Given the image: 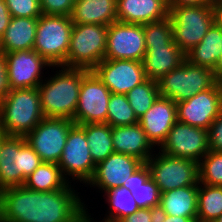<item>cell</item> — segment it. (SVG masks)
<instances>
[{"mask_svg":"<svg viewBox=\"0 0 222 222\" xmlns=\"http://www.w3.org/2000/svg\"><path fill=\"white\" fill-rule=\"evenodd\" d=\"M71 185L50 192L24 186L1 190L0 222H82L88 206Z\"/></svg>","mask_w":222,"mask_h":222,"instance_id":"1","label":"cell"},{"mask_svg":"<svg viewBox=\"0 0 222 222\" xmlns=\"http://www.w3.org/2000/svg\"><path fill=\"white\" fill-rule=\"evenodd\" d=\"M52 69L56 74L48 75L38 86L44 117L73 120L82 77L89 70L64 66H52Z\"/></svg>","mask_w":222,"mask_h":222,"instance_id":"2","label":"cell"},{"mask_svg":"<svg viewBox=\"0 0 222 222\" xmlns=\"http://www.w3.org/2000/svg\"><path fill=\"white\" fill-rule=\"evenodd\" d=\"M44 118L38 88L10 89L0 101V130L26 136Z\"/></svg>","mask_w":222,"mask_h":222,"instance_id":"3","label":"cell"},{"mask_svg":"<svg viewBox=\"0 0 222 222\" xmlns=\"http://www.w3.org/2000/svg\"><path fill=\"white\" fill-rule=\"evenodd\" d=\"M42 163L25 136L7 135L0 145V191L23 186L25 179Z\"/></svg>","mask_w":222,"mask_h":222,"instance_id":"4","label":"cell"},{"mask_svg":"<svg viewBox=\"0 0 222 222\" xmlns=\"http://www.w3.org/2000/svg\"><path fill=\"white\" fill-rule=\"evenodd\" d=\"M173 41L186 55L198 45L216 22L214 4L169 6Z\"/></svg>","mask_w":222,"mask_h":222,"instance_id":"5","label":"cell"},{"mask_svg":"<svg viewBox=\"0 0 222 222\" xmlns=\"http://www.w3.org/2000/svg\"><path fill=\"white\" fill-rule=\"evenodd\" d=\"M73 25L69 16L42 14L38 18L33 50L52 66L67 67Z\"/></svg>","mask_w":222,"mask_h":222,"instance_id":"6","label":"cell"},{"mask_svg":"<svg viewBox=\"0 0 222 222\" xmlns=\"http://www.w3.org/2000/svg\"><path fill=\"white\" fill-rule=\"evenodd\" d=\"M108 26L74 24L67 53V67L93 70L104 60Z\"/></svg>","mask_w":222,"mask_h":222,"instance_id":"7","label":"cell"},{"mask_svg":"<svg viewBox=\"0 0 222 222\" xmlns=\"http://www.w3.org/2000/svg\"><path fill=\"white\" fill-rule=\"evenodd\" d=\"M217 82L214 71L184 60L159 81L160 96L178 103L211 88Z\"/></svg>","mask_w":222,"mask_h":222,"instance_id":"8","label":"cell"},{"mask_svg":"<svg viewBox=\"0 0 222 222\" xmlns=\"http://www.w3.org/2000/svg\"><path fill=\"white\" fill-rule=\"evenodd\" d=\"M146 164L151 179L161 193L184 186L199 185L198 162L195 160L172 157L156 149Z\"/></svg>","mask_w":222,"mask_h":222,"instance_id":"9","label":"cell"},{"mask_svg":"<svg viewBox=\"0 0 222 222\" xmlns=\"http://www.w3.org/2000/svg\"><path fill=\"white\" fill-rule=\"evenodd\" d=\"M89 149L85 131L74 124L69 130L62 157L58 162L60 171L68 182L74 181L73 184L77 185L80 182V185L82 183L85 187L92 178L96 164L91 158ZM71 178L72 180H69Z\"/></svg>","mask_w":222,"mask_h":222,"instance_id":"10","label":"cell"},{"mask_svg":"<svg viewBox=\"0 0 222 222\" xmlns=\"http://www.w3.org/2000/svg\"><path fill=\"white\" fill-rule=\"evenodd\" d=\"M74 124L71 119L44 117L25 139L42 162L58 164Z\"/></svg>","mask_w":222,"mask_h":222,"instance_id":"11","label":"cell"},{"mask_svg":"<svg viewBox=\"0 0 222 222\" xmlns=\"http://www.w3.org/2000/svg\"><path fill=\"white\" fill-rule=\"evenodd\" d=\"M110 90L89 70L81 81L73 122L77 125L106 123Z\"/></svg>","mask_w":222,"mask_h":222,"instance_id":"12","label":"cell"},{"mask_svg":"<svg viewBox=\"0 0 222 222\" xmlns=\"http://www.w3.org/2000/svg\"><path fill=\"white\" fill-rule=\"evenodd\" d=\"M145 53L144 24L116 21L108 26L104 59L142 62Z\"/></svg>","mask_w":222,"mask_h":222,"instance_id":"13","label":"cell"},{"mask_svg":"<svg viewBox=\"0 0 222 222\" xmlns=\"http://www.w3.org/2000/svg\"><path fill=\"white\" fill-rule=\"evenodd\" d=\"M159 151L199 162L209 151L208 130L176 121Z\"/></svg>","mask_w":222,"mask_h":222,"instance_id":"14","label":"cell"},{"mask_svg":"<svg viewBox=\"0 0 222 222\" xmlns=\"http://www.w3.org/2000/svg\"><path fill=\"white\" fill-rule=\"evenodd\" d=\"M4 58L9 89L38 88L44 80L43 71L52 67L33 49L9 52Z\"/></svg>","mask_w":222,"mask_h":222,"instance_id":"15","label":"cell"},{"mask_svg":"<svg viewBox=\"0 0 222 222\" xmlns=\"http://www.w3.org/2000/svg\"><path fill=\"white\" fill-rule=\"evenodd\" d=\"M176 107L177 121L208 130L222 111L221 94L217 82L211 88L176 103Z\"/></svg>","mask_w":222,"mask_h":222,"instance_id":"16","label":"cell"},{"mask_svg":"<svg viewBox=\"0 0 222 222\" xmlns=\"http://www.w3.org/2000/svg\"><path fill=\"white\" fill-rule=\"evenodd\" d=\"M92 71L113 94H127L147 79L140 61L104 59Z\"/></svg>","mask_w":222,"mask_h":222,"instance_id":"17","label":"cell"},{"mask_svg":"<svg viewBox=\"0 0 222 222\" xmlns=\"http://www.w3.org/2000/svg\"><path fill=\"white\" fill-rule=\"evenodd\" d=\"M144 163L136 157L112 153L105 160L96 164L92 178L85 185L105 193L113 188L128 183L129 177Z\"/></svg>","mask_w":222,"mask_h":222,"instance_id":"18","label":"cell"},{"mask_svg":"<svg viewBox=\"0 0 222 222\" xmlns=\"http://www.w3.org/2000/svg\"><path fill=\"white\" fill-rule=\"evenodd\" d=\"M177 121V107L173 100L159 96L151 108L138 119L148 139L158 149Z\"/></svg>","mask_w":222,"mask_h":222,"instance_id":"19","label":"cell"},{"mask_svg":"<svg viewBox=\"0 0 222 222\" xmlns=\"http://www.w3.org/2000/svg\"><path fill=\"white\" fill-rule=\"evenodd\" d=\"M145 46L146 53L142 65L146 78L153 81L158 82L186 59L185 54L174 41L171 44Z\"/></svg>","mask_w":222,"mask_h":222,"instance_id":"20","label":"cell"},{"mask_svg":"<svg viewBox=\"0 0 222 222\" xmlns=\"http://www.w3.org/2000/svg\"><path fill=\"white\" fill-rule=\"evenodd\" d=\"M112 143L115 153H122L138 158L143 163L156 152L157 149L148 139L141 125L133 124L112 127Z\"/></svg>","mask_w":222,"mask_h":222,"instance_id":"21","label":"cell"},{"mask_svg":"<svg viewBox=\"0 0 222 222\" xmlns=\"http://www.w3.org/2000/svg\"><path fill=\"white\" fill-rule=\"evenodd\" d=\"M117 21L146 24L169 16V0H117Z\"/></svg>","mask_w":222,"mask_h":222,"instance_id":"22","label":"cell"},{"mask_svg":"<svg viewBox=\"0 0 222 222\" xmlns=\"http://www.w3.org/2000/svg\"><path fill=\"white\" fill-rule=\"evenodd\" d=\"M117 0H76L70 15L73 24L109 26L117 21Z\"/></svg>","mask_w":222,"mask_h":222,"instance_id":"23","label":"cell"},{"mask_svg":"<svg viewBox=\"0 0 222 222\" xmlns=\"http://www.w3.org/2000/svg\"><path fill=\"white\" fill-rule=\"evenodd\" d=\"M37 24L38 18L12 17L0 38L2 53L32 50Z\"/></svg>","mask_w":222,"mask_h":222,"instance_id":"24","label":"cell"},{"mask_svg":"<svg viewBox=\"0 0 222 222\" xmlns=\"http://www.w3.org/2000/svg\"><path fill=\"white\" fill-rule=\"evenodd\" d=\"M198 185L184 186L161 193L158 213L197 217Z\"/></svg>","mask_w":222,"mask_h":222,"instance_id":"25","label":"cell"},{"mask_svg":"<svg viewBox=\"0 0 222 222\" xmlns=\"http://www.w3.org/2000/svg\"><path fill=\"white\" fill-rule=\"evenodd\" d=\"M132 194L136 204L140 208H155L160 205L161 192L150 177V170L146 163L137 169L122 185Z\"/></svg>","mask_w":222,"mask_h":222,"instance_id":"26","label":"cell"},{"mask_svg":"<svg viewBox=\"0 0 222 222\" xmlns=\"http://www.w3.org/2000/svg\"><path fill=\"white\" fill-rule=\"evenodd\" d=\"M222 54V27L215 22L201 42L185 56L191 64L214 70Z\"/></svg>","mask_w":222,"mask_h":222,"instance_id":"27","label":"cell"},{"mask_svg":"<svg viewBox=\"0 0 222 222\" xmlns=\"http://www.w3.org/2000/svg\"><path fill=\"white\" fill-rule=\"evenodd\" d=\"M84 131L90 155L95 164L105 160L114 153L112 127L107 123H88L79 125Z\"/></svg>","mask_w":222,"mask_h":222,"instance_id":"28","label":"cell"},{"mask_svg":"<svg viewBox=\"0 0 222 222\" xmlns=\"http://www.w3.org/2000/svg\"><path fill=\"white\" fill-rule=\"evenodd\" d=\"M68 182L55 163L42 162L24 181V187L32 191L50 192L64 189Z\"/></svg>","mask_w":222,"mask_h":222,"instance_id":"29","label":"cell"},{"mask_svg":"<svg viewBox=\"0 0 222 222\" xmlns=\"http://www.w3.org/2000/svg\"><path fill=\"white\" fill-rule=\"evenodd\" d=\"M107 202V212L101 222H117L127 215L135 213L140 207L132 194L122 186L113 188L103 194Z\"/></svg>","mask_w":222,"mask_h":222,"instance_id":"30","label":"cell"},{"mask_svg":"<svg viewBox=\"0 0 222 222\" xmlns=\"http://www.w3.org/2000/svg\"><path fill=\"white\" fill-rule=\"evenodd\" d=\"M222 214V186L199 183L197 222H213Z\"/></svg>","mask_w":222,"mask_h":222,"instance_id":"31","label":"cell"},{"mask_svg":"<svg viewBox=\"0 0 222 222\" xmlns=\"http://www.w3.org/2000/svg\"><path fill=\"white\" fill-rule=\"evenodd\" d=\"M126 96L135 116L139 119L160 96L158 82L146 79L130 90Z\"/></svg>","mask_w":222,"mask_h":222,"instance_id":"32","label":"cell"},{"mask_svg":"<svg viewBox=\"0 0 222 222\" xmlns=\"http://www.w3.org/2000/svg\"><path fill=\"white\" fill-rule=\"evenodd\" d=\"M106 123L111 127L138 124L126 94H111L108 102Z\"/></svg>","mask_w":222,"mask_h":222,"instance_id":"33","label":"cell"},{"mask_svg":"<svg viewBox=\"0 0 222 222\" xmlns=\"http://www.w3.org/2000/svg\"><path fill=\"white\" fill-rule=\"evenodd\" d=\"M199 183L222 186V152L209 151L199 162Z\"/></svg>","mask_w":222,"mask_h":222,"instance_id":"34","label":"cell"},{"mask_svg":"<svg viewBox=\"0 0 222 222\" xmlns=\"http://www.w3.org/2000/svg\"><path fill=\"white\" fill-rule=\"evenodd\" d=\"M145 45L171 44L173 30L170 16L144 24Z\"/></svg>","mask_w":222,"mask_h":222,"instance_id":"35","label":"cell"},{"mask_svg":"<svg viewBox=\"0 0 222 222\" xmlns=\"http://www.w3.org/2000/svg\"><path fill=\"white\" fill-rule=\"evenodd\" d=\"M12 17L39 18L40 0H4Z\"/></svg>","mask_w":222,"mask_h":222,"instance_id":"36","label":"cell"},{"mask_svg":"<svg viewBox=\"0 0 222 222\" xmlns=\"http://www.w3.org/2000/svg\"><path fill=\"white\" fill-rule=\"evenodd\" d=\"M76 0H40V9L45 15H64L72 13Z\"/></svg>","mask_w":222,"mask_h":222,"instance_id":"37","label":"cell"},{"mask_svg":"<svg viewBox=\"0 0 222 222\" xmlns=\"http://www.w3.org/2000/svg\"><path fill=\"white\" fill-rule=\"evenodd\" d=\"M208 140L211 151L222 152V111L208 129Z\"/></svg>","mask_w":222,"mask_h":222,"instance_id":"38","label":"cell"},{"mask_svg":"<svg viewBox=\"0 0 222 222\" xmlns=\"http://www.w3.org/2000/svg\"><path fill=\"white\" fill-rule=\"evenodd\" d=\"M158 209L139 208L135 213L127 215L117 222H157Z\"/></svg>","mask_w":222,"mask_h":222,"instance_id":"39","label":"cell"},{"mask_svg":"<svg viewBox=\"0 0 222 222\" xmlns=\"http://www.w3.org/2000/svg\"><path fill=\"white\" fill-rule=\"evenodd\" d=\"M9 86L7 82V72H6V62L4 54H0V101L9 91Z\"/></svg>","mask_w":222,"mask_h":222,"instance_id":"40","label":"cell"},{"mask_svg":"<svg viewBox=\"0 0 222 222\" xmlns=\"http://www.w3.org/2000/svg\"><path fill=\"white\" fill-rule=\"evenodd\" d=\"M12 16L4 0H0V38L9 26Z\"/></svg>","mask_w":222,"mask_h":222,"instance_id":"41","label":"cell"},{"mask_svg":"<svg viewBox=\"0 0 222 222\" xmlns=\"http://www.w3.org/2000/svg\"><path fill=\"white\" fill-rule=\"evenodd\" d=\"M214 3V0H169V6H202Z\"/></svg>","mask_w":222,"mask_h":222,"instance_id":"42","label":"cell"},{"mask_svg":"<svg viewBox=\"0 0 222 222\" xmlns=\"http://www.w3.org/2000/svg\"><path fill=\"white\" fill-rule=\"evenodd\" d=\"M157 222H197V217L169 216L158 213Z\"/></svg>","mask_w":222,"mask_h":222,"instance_id":"43","label":"cell"},{"mask_svg":"<svg viewBox=\"0 0 222 222\" xmlns=\"http://www.w3.org/2000/svg\"><path fill=\"white\" fill-rule=\"evenodd\" d=\"M216 22L222 27V3H214Z\"/></svg>","mask_w":222,"mask_h":222,"instance_id":"44","label":"cell"},{"mask_svg":"<svg viewBox=\"0 0 222 222\" xmlns=\"http://www.w3.org/2000/svg\"><path fill=\"white\" fill-rule=\"evenodd\" d=\"M213 71H214V75L216 77V80L219 78H222V54H221L220 59Z\"/></svg>","mask_w":222,"mask_h":222,"instance_id":"45","label":"cell"},{"mask_svg":"<svg viewBox=\"0 0 222 222\" xmlns=\"http://www.w3.org/2000/svg\"><path fill=\"white\" fill-rule=\"evenodd\" d=\"M90 210L86 211L84 216H83V219H82V222H97L95 221V219H93L94 217L91 216V213H89ZM98 222H101V221H98Z\"/></svg>","mask_w":222,"mask_h":222,"instance_id":"46","label":"cell"},{"mask_svg":"<svg viewBox=\"0 0 222 222\" xmlns=\"http://www.w3.org/2000/svg\"><path fill=\"white\" fill-rule=\"evenodd\" d=\"M217 84L220 89V94H221V107H222V78L217 79Z\"/></svg>","mask_w":222,"mask_h":222,"instance_id":"47","label":"cell"},{"mask_svg":"<svg viewBox=\"0 0 222 222\" xmlns=\"http://www.w3.org/2000/svg\"><path fill=\"white\" fill-rule=\"evenodd\" d=\"M6 136H7V135H6L2 130H0V145H1L2 140H3Z\"/></svg>","mask_w":222,"mask_h":222,"instance_id":"48","label":"cell"},{"mask_svg":"<svg viewBox=\"0 0 222 222\" xmlns=\"http://www.w3.org/2000/svg\"><path fill=\"white\" fill-rule=\"evenodd\" d=\"M213 222H222V214L216 220H214Z\"/></svg>","mask_w":222,"mask_h":222,"instance_id":"49","label":"cell"},{"mask_svg":"<svg viewBox=\"0 0 222 222\" xmlns=\"http://www.w3.org/2000/svg\"><path fill=\"white\" fill-rule=\"evenodd\" d=\"M215 3H222V0H214Z\"/></svg>","mask_w":222,"mask_h":222,"instance_id":"50","label":"cell"}]
</instances>
